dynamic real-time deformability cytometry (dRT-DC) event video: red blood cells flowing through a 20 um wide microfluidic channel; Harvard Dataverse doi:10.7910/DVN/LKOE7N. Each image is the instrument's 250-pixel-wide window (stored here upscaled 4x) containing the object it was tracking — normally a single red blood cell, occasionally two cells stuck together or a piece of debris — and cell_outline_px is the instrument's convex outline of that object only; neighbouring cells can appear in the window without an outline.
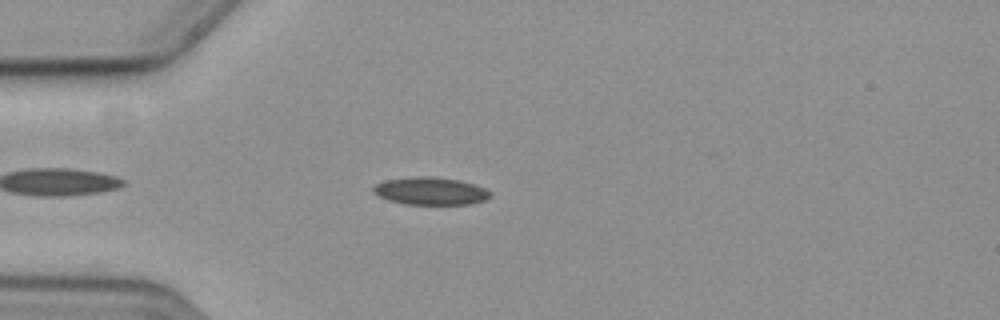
{"species": "common noctule bat (a hibernating species)", "species_latin": "Nyctalus noctula", "temperature_condition": "cold", "stored_images_in_passage": 48, "camera_frame_rate_fps": 3000, "um_per_image_px": 0.085, "animal": {"sex": "female", "body_mass_g": 19.3, "forearm_length_mm": 54.1}, "frame": {"image": 1, "passage_image": 5, "time_ms": 1.333, "image_size_px": [1000, 320], "cell_outline_px": [[492, 196], [484, 200], [472, 204], [404, 204], [388, 200], [372, 192], [372, 188], [376, 184], [384, 180], [412, 176], [432, 176], [460, 180], [484, 188], [492, 192]], "centroid_in_image_um": [36.58, 16.23], "position_along_channel_um": 48.4, "area_um2": 18.96}}
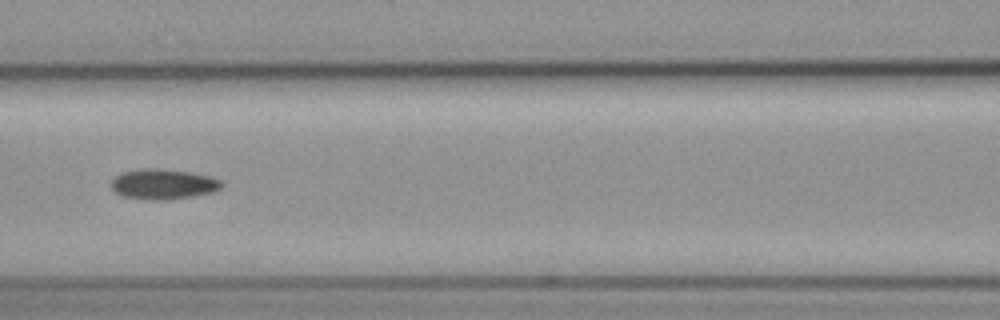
{"frame": {"image": 2, "passage_image": 15, "time_ms": 4.667, "image_size_px": [1000, 320], "cell_outline_px": [[224, 184], [216, 192], [192, 196], [164, 200], [152, 200], [124, 196], [116, 192], [112, 188], [112, 180], [120, 172], [140, 168], [156, 168], [192, 172], [212, 176], [220, 180]], "centroid_in_image_um": [13.91, 15.63], "position_along_channel_um": 152.7, "area_um2": 19.59}}
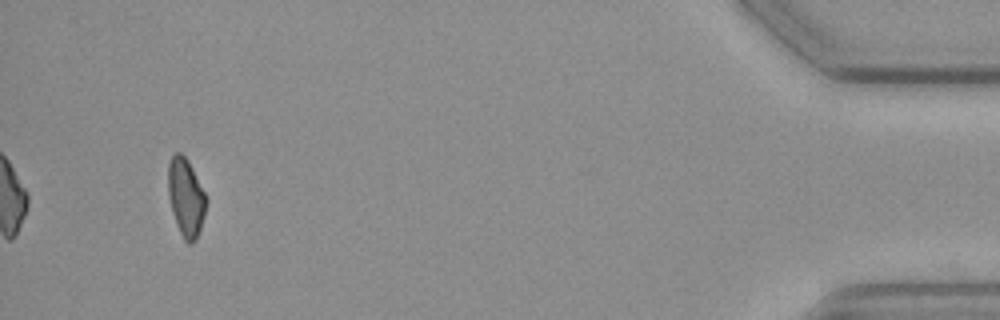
{"frame": {"image": 3, "passage_image": 44, "time_ms": 14.333, "image_size_px": [1000, 320], "cell_outline_px": [[208, 200], [204, 216], [196, 240], [192, 244], [188, 244], [184, 240], [176, 224], [172, 212], [168, 196], [168, 164], [172, 156], [176, 152], [180, 152], [188, 160]], "centroid_in_image_um": [15.79, 16.79], "position_along_channel_um": 419.4, "area_um2": 17.34}}